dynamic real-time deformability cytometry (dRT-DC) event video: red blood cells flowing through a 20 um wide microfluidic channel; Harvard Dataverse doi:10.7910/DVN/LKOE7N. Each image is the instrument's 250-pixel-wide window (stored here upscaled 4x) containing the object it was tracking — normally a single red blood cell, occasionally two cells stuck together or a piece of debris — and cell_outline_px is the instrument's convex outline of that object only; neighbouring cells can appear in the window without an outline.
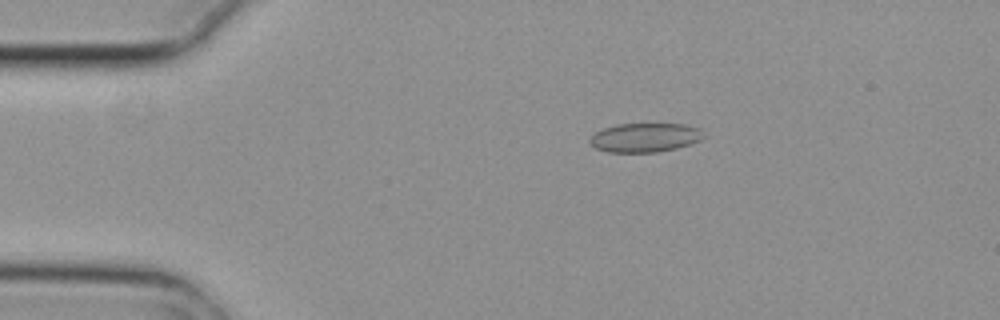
{"species": "common noctule bat (a hibernating species)", "species_latin": "Nyctalus noctula", "temperature_condition": "cold", "stored_images_in_passage": 9, "camera_frame_rate_fps": 3000, "um_per_image_px": 0.085, "animal": {"sex": "female", "body_mass_g": 29.2, "forearm_length_mm": 56.3}, "frame": {"image": 1, "passage_image": 2, "time_ms": 0.333, "image_size_px": [1000, 320], "cell_outline_px": [[704, 136], [700, 140], [676, 148], [656, 152], [608, 152], [596, 148], [588, 140], [596, 132], [604, 128], [616, 124], [684, 124], [700, 128]], "centroid_in_image_um": [54.82, 11.69], "position_along_channel_um": 30.2, "area_um2": 19.07}}
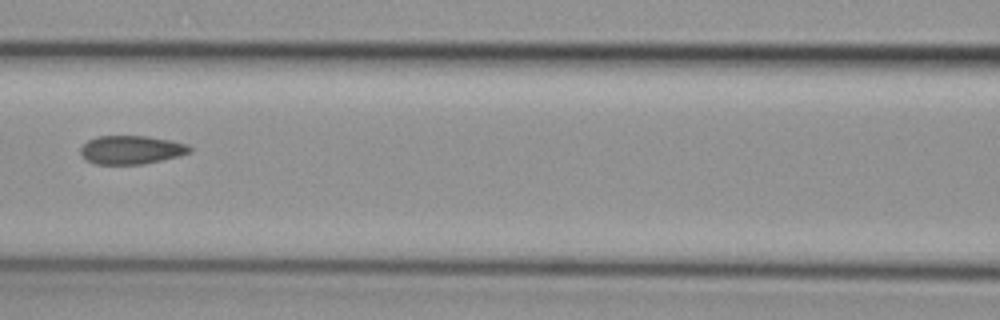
{"frame": {"image": 2, "passage_image": 6, "time_ms": 1.667, "image_size_px": [1000, 320], "cell_outline_px": [[192, 152], [180, 156], [144, 164], [92, 164], [84, 160], [80, 156], [80, 148], [88, 140], [96, 136], [148, 136], [172, 140], [188, 144], [192, 148]], "centroid_in_image_um": [11.15, 12.74], "position_along_channel_um": 155.4, "area_um2": 18.55}}
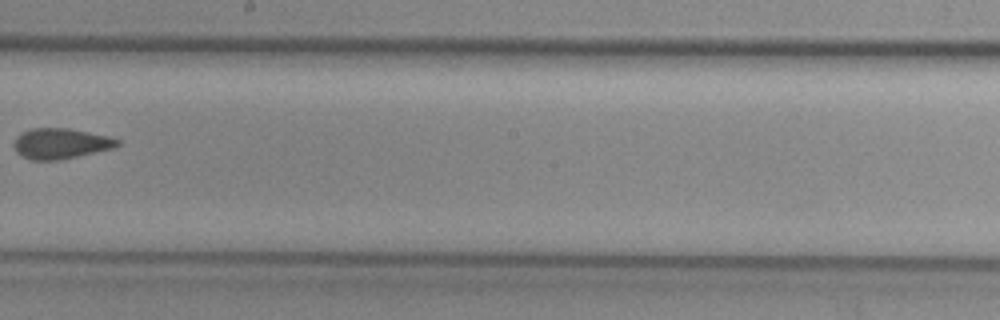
{"frame": {"image": 3, "passage_image": 8, "time_ms": 2.333, "image_size_px": [1000, 320], "cell_outline_px": [[120, 144], [112, 148], [60, 160], [32, 160], [16, 152], [12, 144], [16, 136], [32, 128], [68, 128], [108, 136], [120, 140]], "centroid_in_image_um": [5.13, 12.2], "position_along_channel_um": 243.1, "area_um2": 18.26}}